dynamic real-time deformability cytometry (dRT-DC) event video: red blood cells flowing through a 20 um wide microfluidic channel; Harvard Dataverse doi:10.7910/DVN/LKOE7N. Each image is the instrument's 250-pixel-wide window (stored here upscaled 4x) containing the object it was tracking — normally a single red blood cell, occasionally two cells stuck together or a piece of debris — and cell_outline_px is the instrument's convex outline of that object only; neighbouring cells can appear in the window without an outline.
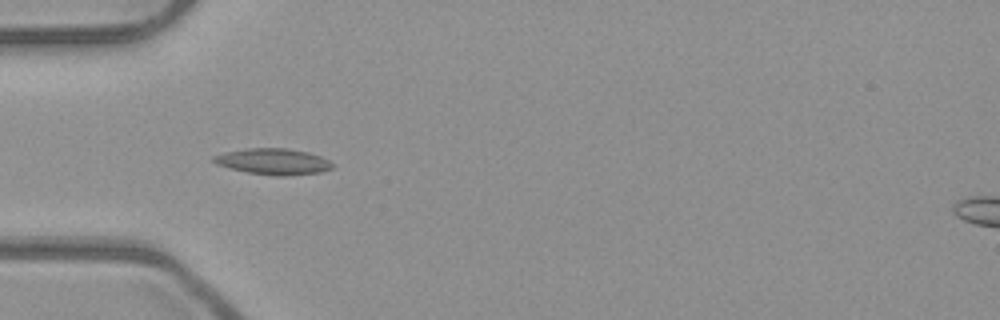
{"species": "common noctule bat (a hibernating species)", "species_latin": "Nyctalus noctula", "temperature_condition": "room temperature", "stored_images_in_passage": 3, "camera_frame_rate_fps": 3000, "um_per_image_px": 0.085, "animal": {"sex": "male", "body_mass_g": 23.1, "forearm_length_mm": 52.7}, "frame": {"image": 1, "passage_image": 2, "time_ms": 0.333, "image_size_px": [1000, 320], "cell_outline_px": [[332, 168], [320, 172], [284, 176], [276, 176], [248, 172], [216, 164], [212, 160], [212, 156], [224, 152], [248, 148], [288, 148], [308, 152], [320, 156], [328, 160], [332, 164]], "centroid_in_image_um": [23.21, 13.72], "position_along_channel_um": 61.8, "area_um2": 17.92}}
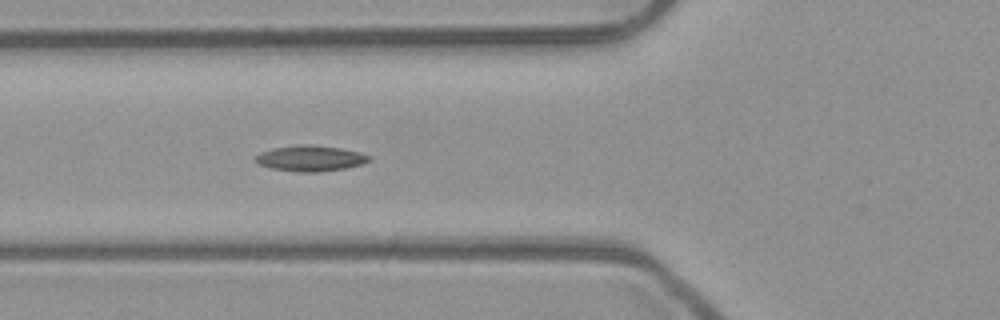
{"frame": {"image": 2, "passage_image": 3, "time_ms": 0.667, "image_size_px": [1000, 320], "cell_outline_px": [[372, 160], [364, 164], [348, 168], [320, 172], [300, 172], [272, 168], [260, 164], [256, 160], [256, 156], [260, 152], [272, 148], [300, 144], [312, 144], [340, 148], [360, 152], [372, 156]], "centroid_in_image_um": [26.46, 13.45], "position_along_channel_um": 99.3, "area_um2": 17.22}}